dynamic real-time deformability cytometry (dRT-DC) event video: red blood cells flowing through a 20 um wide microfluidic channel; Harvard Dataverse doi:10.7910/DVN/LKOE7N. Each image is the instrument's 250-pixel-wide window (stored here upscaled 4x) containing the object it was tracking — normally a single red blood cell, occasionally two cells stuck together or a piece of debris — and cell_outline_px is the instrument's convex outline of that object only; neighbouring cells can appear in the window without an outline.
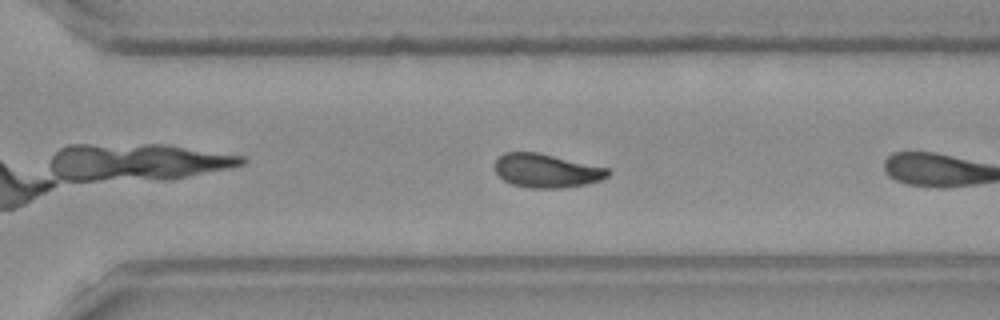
{"species": "Egyptian fruit bat (a non-hibernating species)", "species_latin": "Rousettus aegyptiacus", "temperature_condition": "room temperature", "stored_images_in_passage": 37, "camera_frame_rate_fps": 3000, "um_per_image_px": 0.085, "frame": {"image": 1, "passage_image": 27, "time_ms": 8.667, "image_size_px": [1000, 320], "cell_outline_px": [[612, 172], [608, 176], [600, 180], [584, 184], [560, 188], [532, 188], [512, 184], [504, 180], [496, 172], [496, 160], [504, 152], [536, 152], [608, 168]], "centroid_in_image_um": [46.46, 14.51], "position_along_channel_um": 324.1, "area_um2": 21.91}, "authors_computed_cell_mechanics": {"area_um2": 21.9062, "velocity_mm_per_s": 3.9413, "shape_relaxation_time_tau1_ms": 3.5065, "shape_relaxation_time_tau2_ms": 4.8123, "deformation_change_tau1": 0.1228, "deformation_change_tau2": 0.0895}}